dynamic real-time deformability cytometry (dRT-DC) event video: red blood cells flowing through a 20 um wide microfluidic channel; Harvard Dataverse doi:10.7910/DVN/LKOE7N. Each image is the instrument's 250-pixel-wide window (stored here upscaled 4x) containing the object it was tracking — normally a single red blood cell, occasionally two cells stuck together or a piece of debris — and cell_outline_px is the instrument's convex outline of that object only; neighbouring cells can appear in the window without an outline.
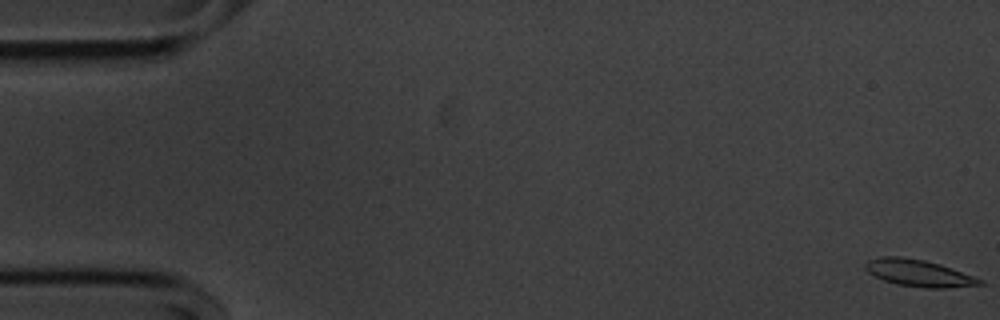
{"species": "common noctule bat (a hibernating species)", "species_latin": "Nyctalus noctula", "temperature_condition": "cold", "stored_images_in_passage": 12, "camera_frame_rate_fps": 3000, "um_per_image_px": 0.085, "animal": {"sex": "male", "body_mass_g": 20.1, "forearm_length_mm": 53.5}, "frame": {"image": 1, "passage_image": 1, "time_ms": 0.0, "image_size_px": [1000, 320], "cell_outline_px": [[984, 284], [948, 288], [928, 288], [896, 284], [884, 280], [868, 272], [864, 268], [864, 264], [868, 260], [880, 256], [900, 256], [924, 260], [940, 264], [952, 268], [972, 276], [980, 280]], "centroid_in_image_um": [78.04, 23.2], "position_along_channel_um": 7.0, "area_um2": 17.74}}